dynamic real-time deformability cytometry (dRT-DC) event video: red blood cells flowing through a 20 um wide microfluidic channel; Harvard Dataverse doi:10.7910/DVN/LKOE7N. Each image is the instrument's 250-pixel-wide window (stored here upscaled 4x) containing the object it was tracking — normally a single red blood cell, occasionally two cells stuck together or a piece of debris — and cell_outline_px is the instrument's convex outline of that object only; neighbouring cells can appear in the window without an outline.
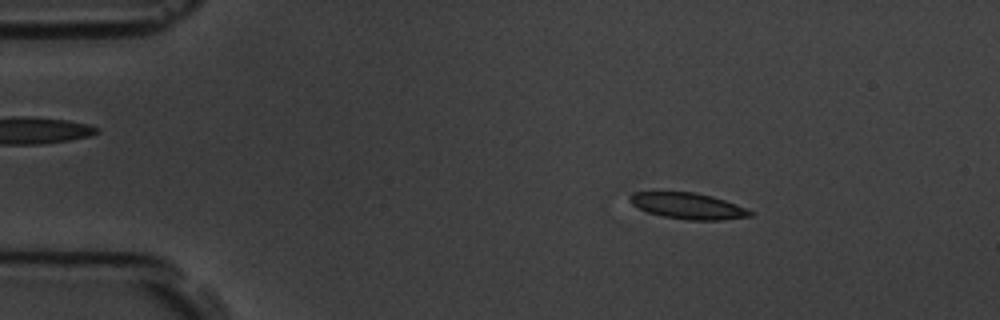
{"species": "common noctule bat (a hibernating species)", "species_latin": "Nyctalus noctula", "temperature_condition": "room temperature", "stored_images_in_passage": 4, "camera_frame_rate_fps": 3000, "um_per_image_px": 0.085, "animal": {"sex": "male", "body_mass_g": 19.5, "forearm_length_mm": 54.6}, "frame": {"image": 1, "passage_image": 2, "time_ms": 1.0, "image_size_px": [1000, 320], "cell_outline_px": [[752, 216], [724, 220], [688, 220], [664, 216], [648, 212], [632, 204], [628, 200], [628, 196], [632, 192], [692, 192], [712, 196], [736, 204], [752, 212]], "centroid_in_image_um": [58.46, 17.5], "position_along_channel_um": 26.5, "area_um2": 18.15}}